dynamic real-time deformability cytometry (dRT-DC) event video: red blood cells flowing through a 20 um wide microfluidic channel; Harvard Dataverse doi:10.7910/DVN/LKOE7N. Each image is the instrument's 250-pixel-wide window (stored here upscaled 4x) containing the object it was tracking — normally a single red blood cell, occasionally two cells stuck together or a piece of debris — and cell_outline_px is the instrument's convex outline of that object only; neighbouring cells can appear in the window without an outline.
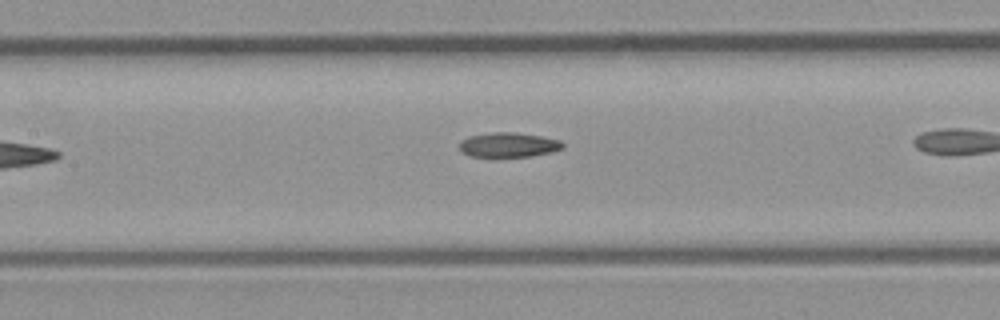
{"species": "common noctule bat (a hibernating species)", "species_latin": "Nyctalus noctula", "temperature_condition": "room temperature", "stored_images_in_passage": 9, "camera_frame_rate_fps": 3000, "um_per_image_px": 0.085, "animal": {"sex": "male", "body_mass_g": 23.1, "forearm_length_mm": 52.7}, "frame": {"image": 1, "passage_image": 7, "time_ms": 7.0, "image_size_px": [1000, 320], "cell_outline_px": [[564, 148], [552, 152], [532, 156], [496, 160], [468, 156], [460, 152], [460, 140], [468, 136], [492, 132], [516, 132], [540, 136], [560, 140], [564, 144]], "centroid_in_image_um": [43.16, 12.37], "position_along_channel_um": 164.2, "area_um2": 15.84}}